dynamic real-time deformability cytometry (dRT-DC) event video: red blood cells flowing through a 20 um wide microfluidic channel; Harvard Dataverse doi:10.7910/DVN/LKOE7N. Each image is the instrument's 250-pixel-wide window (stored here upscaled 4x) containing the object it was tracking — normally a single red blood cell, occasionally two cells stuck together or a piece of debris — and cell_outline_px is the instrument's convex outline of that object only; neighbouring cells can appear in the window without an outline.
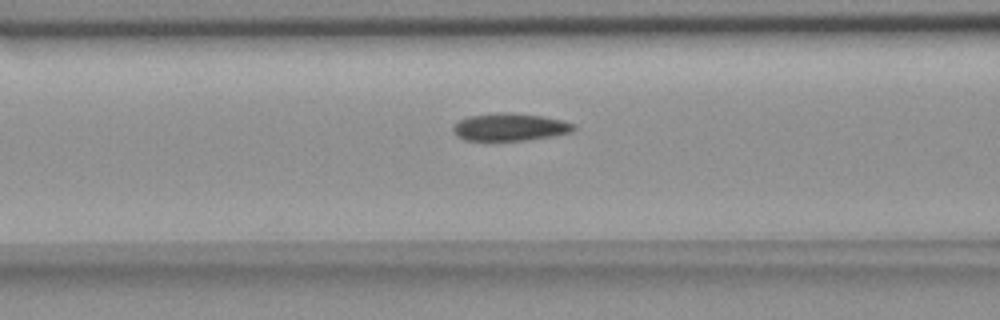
{"species": "common noctule bat (a hibernating species)", "species_latin": "Nyctalus noctula", "temperature_condition": "room temperature", "stored_images_in_passage": 41, "camera_frame_rate_fps": 3000, "um_per_image_px": 0.085, "animal": {"sex": "female", "body_mass_g": 18.4}, "frame": {"image": 1, "passage_image": 11, "time_ms": 3.333, "image_size_px": [1000, 320], "cell_outline_px": [[576, 128], [572, 132], [552, 136], [524, 140], [464, 140], [456, 136], [452, 132], [452, 128], [460, 120], [468, 116], [500, 112], [512, 112], [540, 116], [564, 120], [576, 124]], "centroid_in_image_um": [43.35, 10.79], "position_along_channel_um": 123.2, "area_um2": 19.42}}
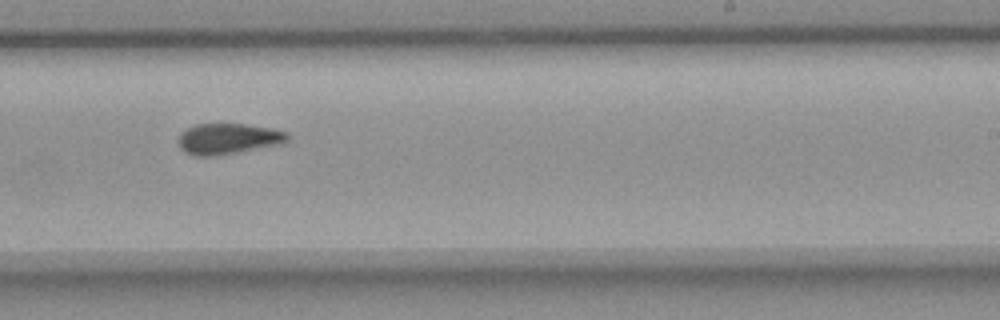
{"frame": {"image": 2, "passage_image": 23, "time_ms": 7.333, "image_size_px": [1000, 320], "cell_outline_px": [[292, 136], [284, 144], [232, 152], [204, 156], [200, 156], [188, 152], [180, 148], [180, 132], [196, 124], [248, 124], [276, 128], [288, 132]], "centroid_in_image_um": [19.51, 11.75], "position_along_channel_um": 269.5, "area_um2": 19.36}}
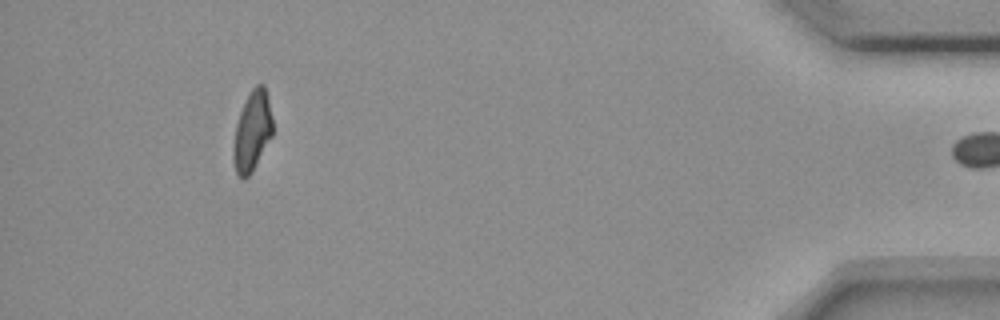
{"frame": {"image": 3, "passage_image": 40, "time_ms": 13.0, "image_size_px": [1000, 320], "cell_outline_px": [[272, 136], [252, 172], [248, 176], [240, 176], [236, 172], [232, 160], [232, 148], [236, 124], [240, 112], [248, 92], [256, 84], [264, 84], [268, 96], [272, 116]], "centroid_in_image_um": [21.43, 11.11], "position_along_channel_um": 413.8, "area_um2": 18.44}, "authors_computed_cell_mechanics": {"area_um2": 19.4208, "velocity_mm_per_s": 3.6723, "shape_relaxation_time_tau1_ms": null, "shape_relaxation_time_tau2_ms": 8.6197, "deformation_change_tau1": null, "deformation_change_tau2": 0.1431}}